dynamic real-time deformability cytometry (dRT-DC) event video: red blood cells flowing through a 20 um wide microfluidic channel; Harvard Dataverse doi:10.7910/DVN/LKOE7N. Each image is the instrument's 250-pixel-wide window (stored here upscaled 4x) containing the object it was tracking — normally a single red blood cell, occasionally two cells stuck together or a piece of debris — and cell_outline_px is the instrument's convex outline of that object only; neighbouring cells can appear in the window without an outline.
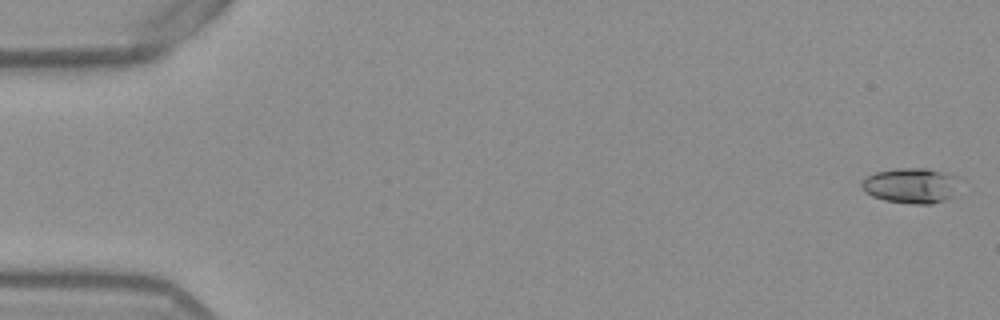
{"species": "Egyptian fruit bat (a non-hibernating species)", "species_latin": "Rousettus aegyptiacus", "temperature_condition": "warm", "stored_images_in_passage": 53, "camera_frame_rate_fps": 3000, "um_per_image_px": 0.085, "frame": {"image": 1, "passage_image": 1, "time_ms": 0.0, "image_size_px": [1000, 320], "cell_outline_px": [[960, 176], [952, 196], [944, 200], [932, 204], [912, 204], [884, 200], [872, 196], [864, 192], [860, 188], [860, 184], [868, 176], [876, 172], [892, 168], [928, 168]], "centroid_in_image_um": [77.42, 15.76], "position_along_channel_um": 7.6, "area_um2": 20.35}}
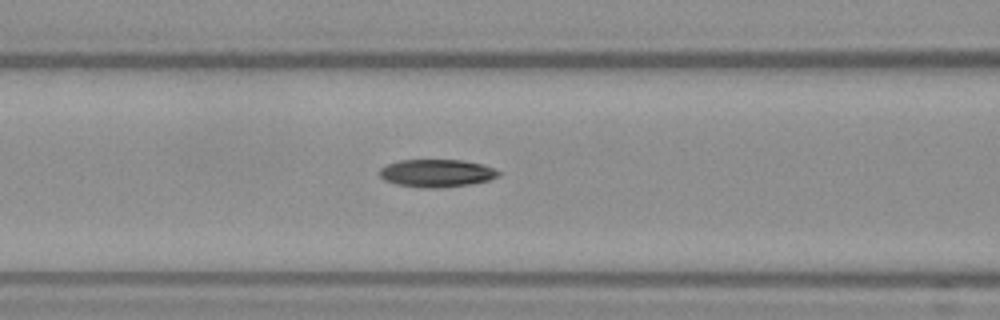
{"frame": {"image": 2, "passage_image": 22, "time_ms": 7.0, "image_size_px": [1000, 320], "cell_outline_px": [[500, 176], [488, 180], [472, 184], [440, 188], [420, 188], [396, 184], [384, 180], [380, 176], [380, 168], [388, 164], [400, 160], [464, 160], [484, 164], [500, 172]], "centroid_in_image_um": [37.13, 14.72], "position_along_channel_um": 129.5, "area_um2": 19.36}}
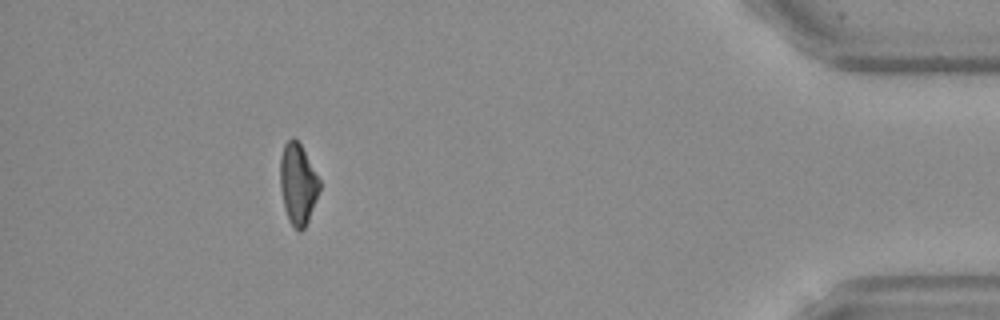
{"frame": {"image": 3, "passage_image": 48, "time_ms": 15.667, "image_size_px": [1000, 320], "cell_outline_px": [[320, 188], [308, 220], [304, 228], [300, 232], [288, 220], [284, 208], [280, 188], [280, 156], [284, 144], [292, 136], [300, 144], [320, 180]], "centroid_in_image_um": [25.3, 15.62], "position_along_channel_um": 409.9, "area_um2": 18.38}, "authors_computed_cell_mechanics": {"area_um2": 19.1318, "velocity_mm_per_s": 3.883, "shape_relaxation_time_tau1_ms": 6.6517, "shape_relaxation_time_tau2_ms": 9.3999, "deformation_change_tau1": 0.1998, "deformation_change_tau2": 0.1661}}